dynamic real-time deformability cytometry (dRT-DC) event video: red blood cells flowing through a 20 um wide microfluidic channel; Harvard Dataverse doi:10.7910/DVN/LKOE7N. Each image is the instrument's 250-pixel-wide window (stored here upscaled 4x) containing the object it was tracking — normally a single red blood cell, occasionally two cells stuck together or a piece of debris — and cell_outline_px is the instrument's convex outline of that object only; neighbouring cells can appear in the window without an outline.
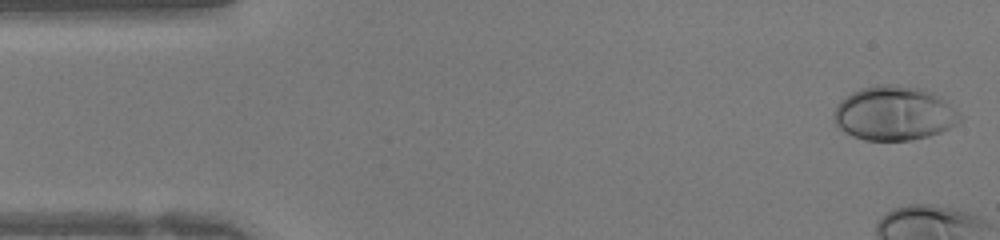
{"species": "human", "species_latin": "Homo sapiens", "temperature_condition": "warm", "stored_images_in_passage": 8, "camera_frame_rate_fps": 3000, "um_per_image_px": 0.085, "donor": {"sex": "female"}, "frame": {"image": 1, "passage_image": 1, "time_ms": 0.0, "image_size_px": [1000, 240], "cell_outline_px": [[964, 120], [940, 132], [928, 136], [912, 140], [864, 140], [852, 136], [844, 132], [836, 124], [832, 116], [840, 100], [852, 92], [860, 88], [876, 84], [896, 84], [920, 88], [932, 92], [940, 96], [960, 112], [964, 116]], "centroid_in_image_um": [76.02, 9.62], "position_along_channel_um": 9.0, "area_um2": 40.23}}